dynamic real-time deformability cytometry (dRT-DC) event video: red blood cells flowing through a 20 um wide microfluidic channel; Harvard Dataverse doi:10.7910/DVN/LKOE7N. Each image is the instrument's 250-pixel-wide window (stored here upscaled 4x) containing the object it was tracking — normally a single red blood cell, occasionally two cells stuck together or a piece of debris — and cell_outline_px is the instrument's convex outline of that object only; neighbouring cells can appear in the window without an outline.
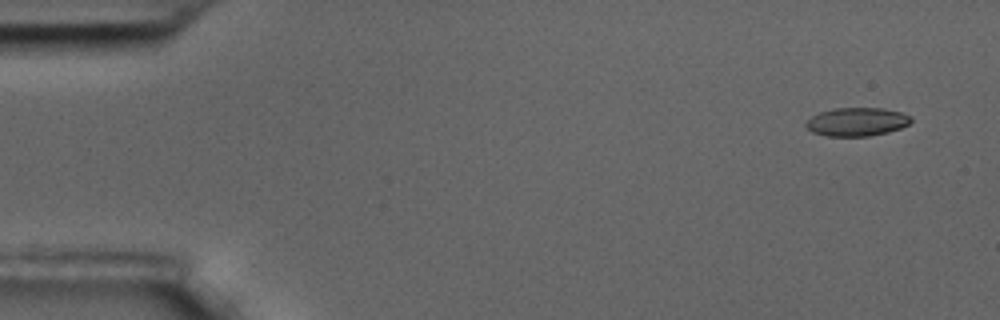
{"species": "common noctule bat (a hibernating species)", "species_latin": "Nyctalus noctula", "temperature_condition": "room temperature", "stored_images_in_passage": 59, "camera_frame_rate_fps": 3000, "um_per_image_px": 0.085, "animal": {"sex": "male", "body_mass_g": 17.5, "forearm_length_mm": 52.3}, "frame": {"image": 1, "passage_image": 4, "time_ms": 1.0, "image_size_px": [1000, 320], "cell_outline_px": [[912, 120], [908, 124], [900, 128], [888, 132], [868, 136], [828, 136], [812, 132], [804, 124], [812, 116], [820, 112], [832, 108], [884, 108], [900, 112], [912, 116]], "centroid_in_image_um": [72.84, 10.35], "position_along_channel_um": 12.2, "area_um2": 17.4}}
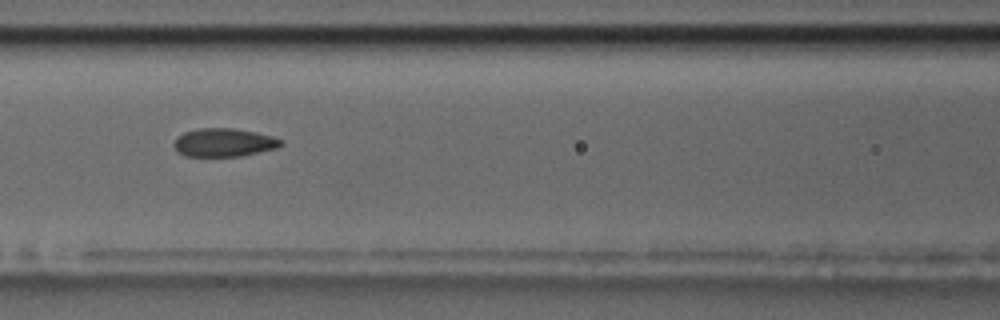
{"frame": {"image": 2, "passage_image": 26, "time_ms": 8.333, "image_size_px": [1000, 320], "cell_outline_px": [[284, 144], [276, 148], [240, 156], [184, 156], [176, 152], [172, 144], [184, 132], [196, 128], [232, 128], [256, 132], [272, 136], [284, 140]], "centroid_in_image_um": [19.02, 12.11], "position_along_channel_um": 147.6, "area_um2": 17.74}}
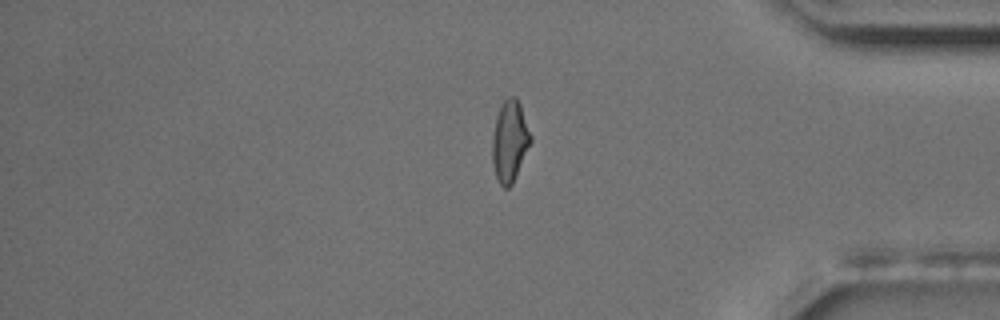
{"frame": {"image": 3, "passage_image": 49, "time_ms": 16.0, "image_size_px": [1000, 320], "cell_outline_px": [[532, 140], [512, 184], [508, 188], [504, 188], [500, 184], [496, 176], [492, 164], [492, 136], [496, 116], [504, 100], [508, 96], [516, 96], [520, 104], [532, 136]], "centroid_in_image_um": [43.32, 11.99], "position_along_channel_um": 391.9, "area_um2": 18.15}, "authors_computed_cell_mechanics": {"area_um2": 18.0336, "velocity_mm_per_s": 3.4915, "shape_relaxation_time_tau1_ms": 5.0706, "shape_relaxation_time_tau2_ms": 1.1177, "deformation_change_tau1": 0.1512, "deformation_change_tau2": 0.0694}}